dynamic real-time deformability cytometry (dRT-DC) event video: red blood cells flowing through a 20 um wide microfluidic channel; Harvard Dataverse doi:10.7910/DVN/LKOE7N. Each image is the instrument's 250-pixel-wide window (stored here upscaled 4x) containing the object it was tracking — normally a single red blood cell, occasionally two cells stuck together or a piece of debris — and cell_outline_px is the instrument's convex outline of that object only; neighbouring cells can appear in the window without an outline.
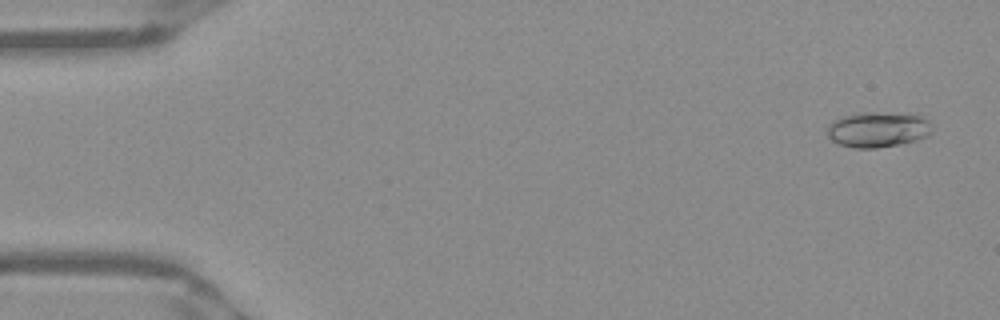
{"species": "Egyptian fruit bat (a non-hibernating species)", "species_latin": "Rousettus aegyptiacus", "temperature_condition": "warm", "stored_images_in_passage": 52, "camera_frame_rate_fps": 3000, "um_per_image_px": 0.085, "frame": {"image": 1, "passage_image": 3, "time_ms": 0.667, "image_size_px": [1000, 320], "cell_outline_px": [[932, 132], [928, 136], [916, 140], [900, 144], [876, 148], [852, 148], [840, 144], [832, 140], [828, 136], [828, 124], [844, 116], [860, 112], [876, 112], [924, 116], [928, 120]], "centroid_in_image_um": [74.63, 11.02], "position_along_channel_um": 10.4, "area_um2": 21.5}}
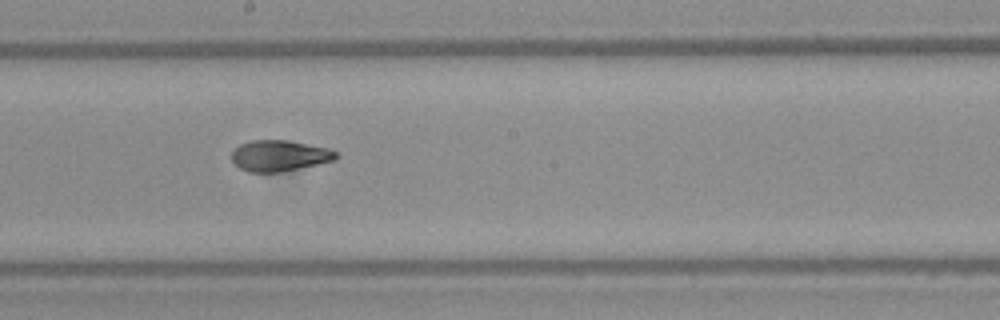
{"frame": {"image": 2, "passage_image": 29, "time_ms": 9.333, "image_size_px": [1000, 320], "cell_outline_px": [[340, 156], [336, 160], [280, 172], [248, 172], [240, 168], [232, 160], [232, 152], [240, 144], [252, 140], [288, 140], [328, 148], [336, 152]], "centroid_in_image_um": [23.77, 13.23], "position_along_channel_um": 224.4, "area_um2": 18.79}}
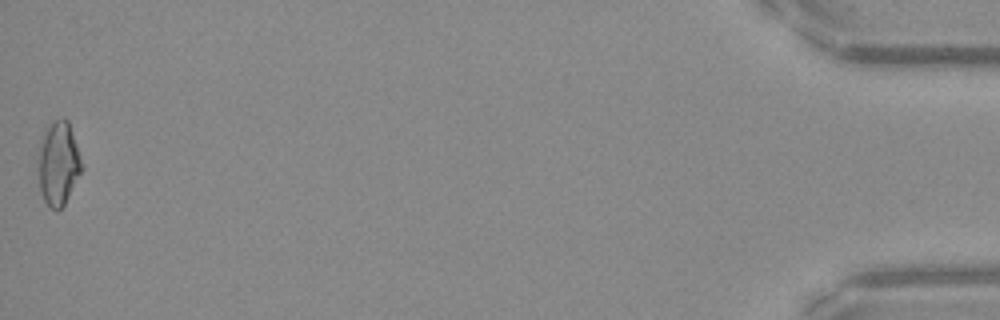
{"frame": {"image": 3, "passage_image": 52, "time_ms": 17.0, "image_size_px": [1000, 320], "cell_outline_px": [[84, 168], [64, 204], [60, 208], [52, 208], [44, 200], [40, 192], [36, 168], [36, 160], [40, 140], [48, 124], [52, 120], [60, 116], [64, 116], [68, 120]], "centroid_in_image_um": [4.92, 13.83], "position_along_channel_um": 430.3, "area_um2": 21.79}, "authors_computed_cell_mechanics": {"area_um2": 19.5653, "velocity_mm_per_s": 3.9525, "shape_relaxation_time_tau1_ms": null, "shape_relaxation_time_tau2_ms": 2.6869, "deformation_change_tau1": null, "deformation_change_tau2": 0.0812}}